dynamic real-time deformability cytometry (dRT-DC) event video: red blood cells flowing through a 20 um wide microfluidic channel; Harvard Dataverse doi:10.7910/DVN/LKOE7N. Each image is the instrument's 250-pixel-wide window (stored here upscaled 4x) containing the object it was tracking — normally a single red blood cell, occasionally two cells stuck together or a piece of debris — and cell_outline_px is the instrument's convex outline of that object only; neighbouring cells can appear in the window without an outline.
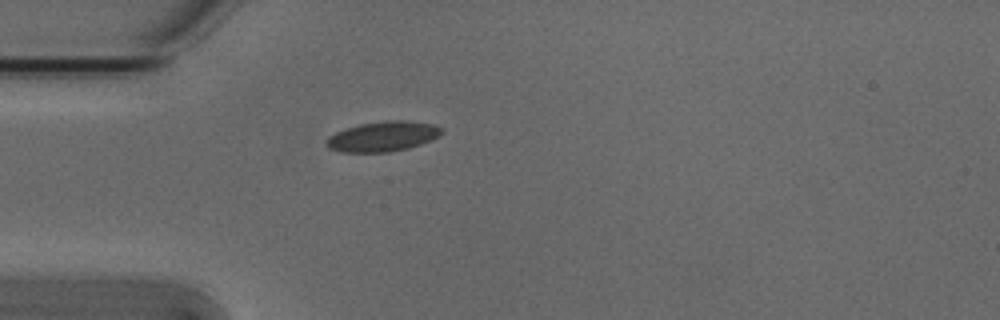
{"species": "Egyptian fruit bat (a non-hibernating species)", "species_latin": "Rousettus aegyptiacus", "temperature_condition": "cold", "stored_images_in_passage": 1, "camera_frame_rate_fps": 3000, "um_per_image_px": 0.085, "animal": {"sex": "male"}, "frame": {"image": 1, "passage_image": 1, "time_ms": 0.0, "image_size_px": [1000, 320], "cell_outline_px": [[444, 132], [440, 136], [432, 140], [408, 148], [388, 152], [340, 152], [328, 148], [324, 144], [328, 136], [344, 128], [360, 124], [384, 120], [408, 120], [432, 124], [444, 128]], "centroid_in_image_um": [32.54, 11.59], "position_along_channel_um": 52.5, "area_um2": 20.52}}